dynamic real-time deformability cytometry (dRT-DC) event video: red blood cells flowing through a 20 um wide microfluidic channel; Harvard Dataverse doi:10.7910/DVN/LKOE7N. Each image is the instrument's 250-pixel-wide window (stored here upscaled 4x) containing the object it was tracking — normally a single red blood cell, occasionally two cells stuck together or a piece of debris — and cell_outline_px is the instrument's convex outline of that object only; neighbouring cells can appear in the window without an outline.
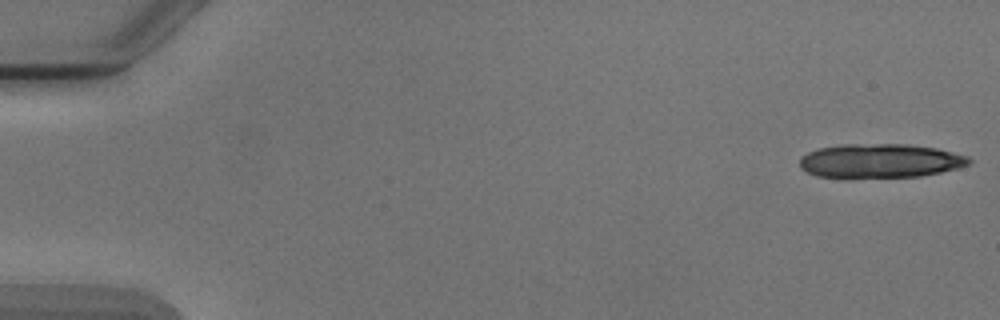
{"species": "Egyptian fruit bat (a non-hibernating species)", "species_latin": "Rousettus aegyptiacus", "temperature_condition": "cold", "stored_images_in_passage": 5, "camera_frame_rate_fps": 3000, "um_per_image_px": 0.085, "animal": {"sex": "male"}, "frame": {"image": 1, "passage_image": 1, "time_ms": 0.0, "image_size_px": [1000, 320], "cell_outline_px": [[972, 164], [960, 168], [920, 176], [852, 180], [844, 180], [816, 176], [800, 168], [800, 156], [816, 148], [840, 144], [908, 144], [936, 148], [968, 156], [972, 160]], "centroid_in_image_um": [74.76, 13.71], "position_along_channel_um": 10.2, "area_um2": 34.97}}
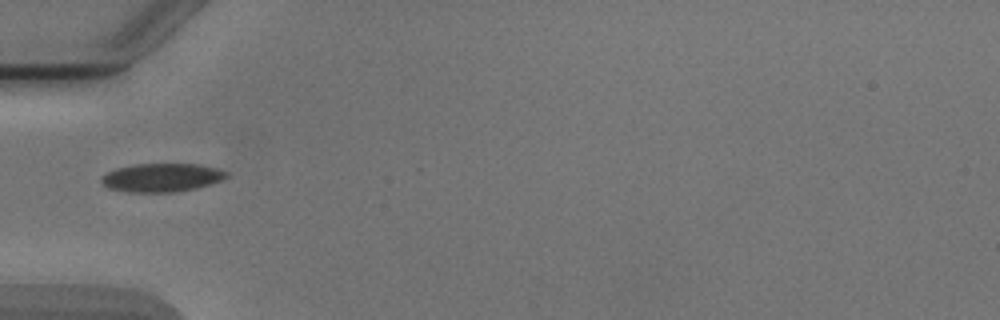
{"frame": {"image": 2, "passage_image": 5, "time_ms": 5.667, "image_size_px": [1000, 320], "cell_outline_px": [[228, 176], [220, 180], [196, 188], [176, 192], [128, 192], [108, 188], [100, 180], [100, 176], [116, 168], [136, 164], [200, 164], [216, 168], [228, 172]], "centroid_in_image_um": [13.72, 15.09], "position_along_channel_um": 71.3, "area_um2": 20.69}}